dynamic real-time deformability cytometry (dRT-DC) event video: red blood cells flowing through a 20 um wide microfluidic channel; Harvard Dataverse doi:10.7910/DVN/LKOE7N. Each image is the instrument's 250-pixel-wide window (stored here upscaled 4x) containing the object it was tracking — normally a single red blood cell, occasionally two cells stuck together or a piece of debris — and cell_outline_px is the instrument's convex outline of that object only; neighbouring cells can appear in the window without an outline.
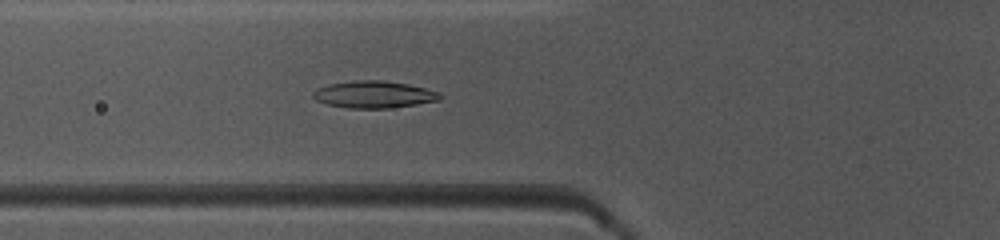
{"species": "common noctule bat (a hibernating species)", "species_latin": "Nyctalus noctula", "temperature_condition": "warm", "stored_images_in_passage": 50, "camera_frame_rate_fps": 3000, "um_per_image_px": 0.085, "animal": {"sex": "female", "body_mass_g": 10.0, "forearm_length_mm": 53.1}, "frame": {"image": 1, "passage_image": 19, "time_ms": 6.0, "image_size_px": [1000, 240], "cell_outline_px": [[440, 100], [416, 104], [388, 108], [348, 108], [328, 104], [316, 100], [312, 96], [312, 92], [328, 84], [352, 80], [380, 80], [408, 84], [440, 92]], "centroid_in_image_um": [31.76, 8.02], "position_along_channel_um": 94.0, "area_um2": 19.83}}
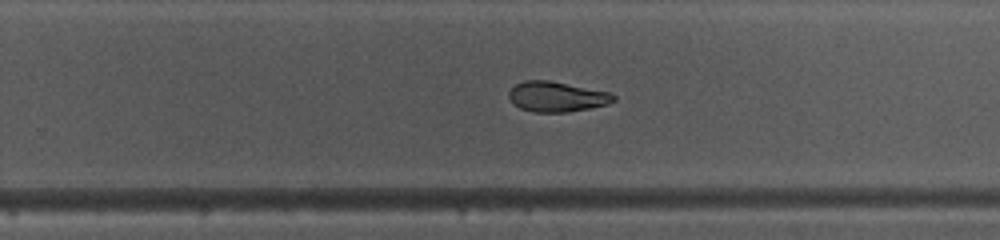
{"frame": {"image": 2, "passage_image": 33, "time_ms": 10.667, "image_size_px": [1000, 240], "cell_outline_px": [[616, 100], [608, 104], [568, 112], [532, 112], [520, 108], [512, 104], [508, 96], [508, 92], [516, 84], [524, 80], [548, 80], [608, 92], [616, 96]], "centroid_in_image_um": [47.28, 8.22], "position_along_channel_um": 282.5, "area_um2": 18.38}}
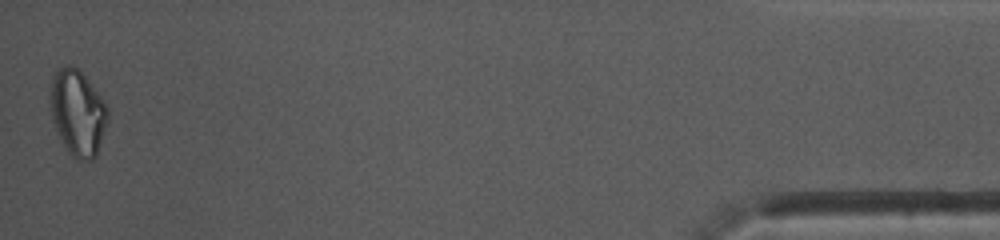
{"frame": {"image": 3, "passage_image": 50, "time_ms": 16.333, "image_size_px": [1000, 240], "cell_outline_px": [[108, 116], [96, 156], [92, 160], [80, 160], [72, 156], [64, 148], [60, 140], [52, 116], [48, 96], [52, 76], [60, 68], [68, 64], [76, 68], [84, 76], [108, 104]], "centroid_in_image_um": [6.58, 9.58], "position_along_channel_um": 428.6, "area_um2": 28.73}, "authors_computed_cell_mechanics": {"area_um2": 19.941, "velocity_mm_per_s": 4.0228, "shape_relaxation_time_tau1_ms": 3.982, "shape_relaxation_time_tau2_ms": 5.9813, "deformation_change_tau1": 0.1609, "deformation_change_tau2": 0.086}}